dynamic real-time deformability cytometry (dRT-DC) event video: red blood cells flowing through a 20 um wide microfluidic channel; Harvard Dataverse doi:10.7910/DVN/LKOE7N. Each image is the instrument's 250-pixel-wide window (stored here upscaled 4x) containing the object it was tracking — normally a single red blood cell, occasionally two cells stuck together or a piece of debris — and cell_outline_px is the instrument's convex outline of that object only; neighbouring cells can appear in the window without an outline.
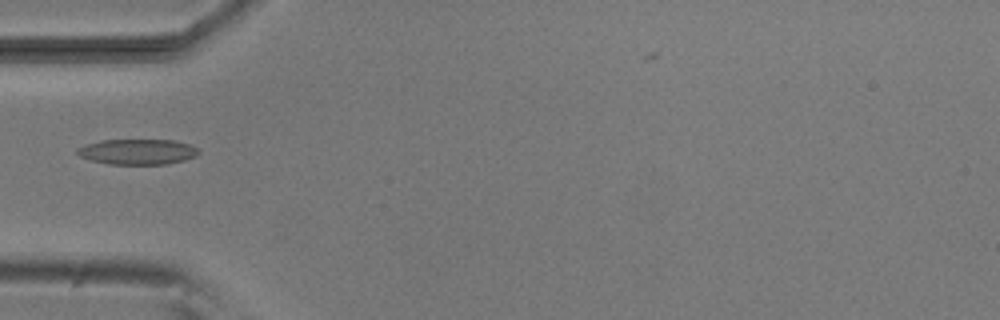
{"species": "common noctule bat (a hibernating species)", "species_latin": "Nyctalus noctula", "temperature_condition": "room temperature", "stored_images_in_passage": 32, "camera_frame_rate_fps": 3000, "um_per_image_px": 0.085, "animal": {"sex": "male", "body_mass_g": 20.5, "forearm_length_mm": 52.5}, "frame": {"image": 1, "passage_image": 1, "time_ms": 0.0, "image_size_px": [1000, 320], "cell_outline_px": [[200, 152], [196, 156], [184, 160], [168, 164], [108, 164], [92, 160], [80, 156], [76, 152], [76, 148], [84, 144], [100, 140], [172, 140], [188, 144], [200, 148]], "centroid_in_image_um": [11.69, 12.89], "position_along_channel_um": 73.3, "area_um2": 18.09}}
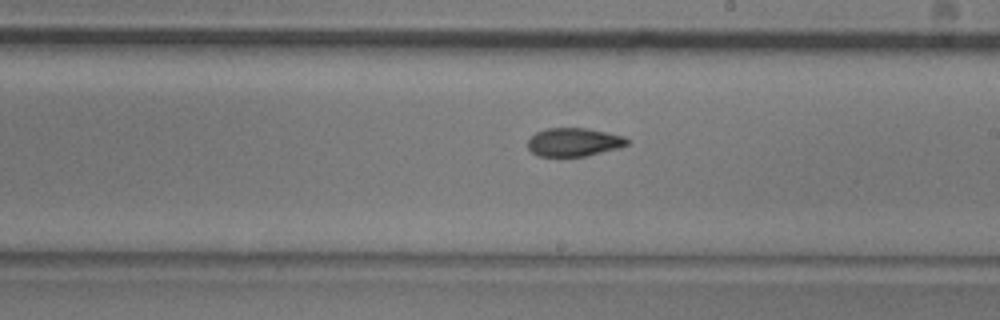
{"frame": {"image": 2, "passage_image": 14, "time_ms": 4.333, "image_size_px": [1000, 320], "cell_outline_px": [[628, 144], [620, 148], [584, 156], [536, 156], [528, 148], [528, 140], [536, 132], [548, 128], [588, 128], [624, 136], [628, 140]], "centroid_in_image_um": [48.78, 12.08], "position_along_channel_um": 240.2, "area_um2": 16.42}}
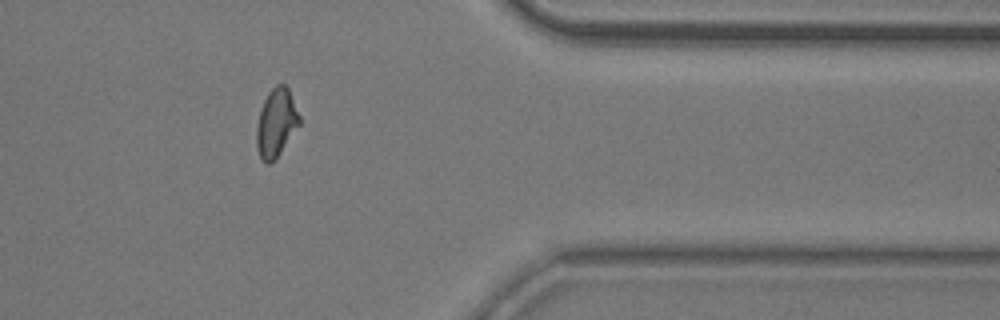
{"frame": {"image": 3, "passage_image": 27, "time_ms": 8.667, "image_size_px": [1000, 320], "cell_outline_px": [[300, 124], [276, 160], [268, 164], [260, 160], [256, 148], [256, 128], [260, 112], [264, 100], [268, 92], [276, 84], [284, 84], [288, 88], [300, 116]], "centroid_in_image_um": [23.47, 10.48], "position_along_channel_um": 387.9, "area_um2": 17.22}}